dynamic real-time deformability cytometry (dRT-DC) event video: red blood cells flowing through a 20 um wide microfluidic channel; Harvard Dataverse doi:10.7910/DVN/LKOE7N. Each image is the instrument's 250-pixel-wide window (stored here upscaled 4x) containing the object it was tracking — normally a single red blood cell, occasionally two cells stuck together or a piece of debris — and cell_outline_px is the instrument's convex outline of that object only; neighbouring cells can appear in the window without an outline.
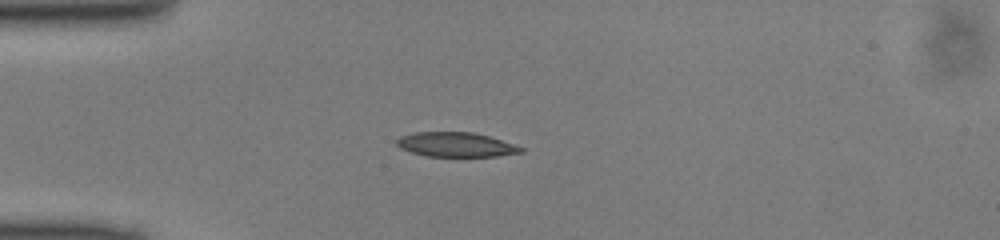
{"species": "common noctule bat (a hibernating species)", "species_latin": "Nyctalus noctula", "temperature_condition": "cold", "stored_images_in_passage": 37, "camera_frame_rate_fps": 3000, "um_per_image_px": 0.085, "animal": {"sex": "male", "body_mass_g": 13.0, "forearm_length_mm": 53.1}, "frame": {"image": 1, "passage_image": 1, "time_ms": 0.0, "image_size_px": [1000, 240], "cell_outline_px": [[524, 152], [496, 156], [428, 156], [412, 152], [400, 148], [396, 144], [396, 140], [400, 136], [412, 132], [472, 132], [488, 136], [524, 148]], "centroid_in_image_um": [38.71, 12.28], "position_along_channel_um": 46.3, "area_um2": 17.57}}
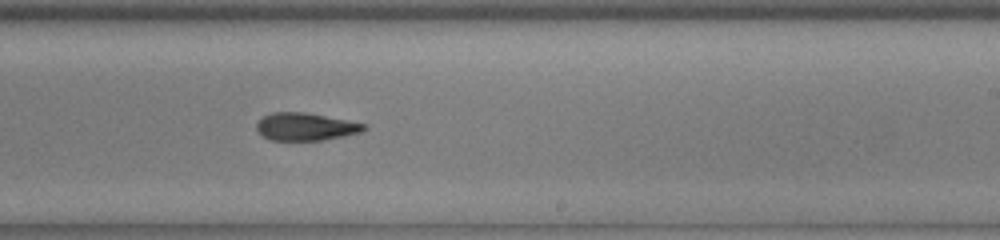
{"frame": {"image": 2, "passage_image": 18, "time_ms": 5.667, "image_size_px": [1000, 240], "cell_outline_px": [[368, 128], [360, 132], [344, 136], [324, 140], [272, 140], [256, 132], [256, 124], [264, 116], [272, 112], [304, 112], [368, 124]], "centroid_in_image_um": [25.98, 10.77], "position_along_channel_um": 263.0, "area_um2": 17.28}}
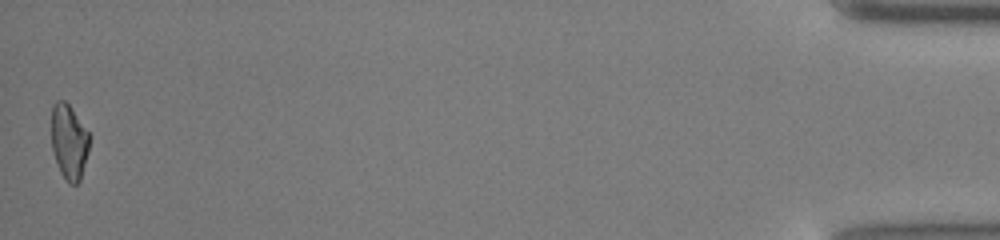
{"frame": {"image": 3, "passage_image": 37, "time_ms": 12.0, "image_size_px": [1000, 240], "cell_outline_px": [[88, 152], [80, 180], [76, 184], [68, 184], [60, 172], [52, 148], [52, 104], [56, 100], [64, 100], [68, 104], [88, 132]], "centroid_in_image_um": [5.85, 12.06], "position_along_channel_um": 429.4, "area_um2": 16.3}}